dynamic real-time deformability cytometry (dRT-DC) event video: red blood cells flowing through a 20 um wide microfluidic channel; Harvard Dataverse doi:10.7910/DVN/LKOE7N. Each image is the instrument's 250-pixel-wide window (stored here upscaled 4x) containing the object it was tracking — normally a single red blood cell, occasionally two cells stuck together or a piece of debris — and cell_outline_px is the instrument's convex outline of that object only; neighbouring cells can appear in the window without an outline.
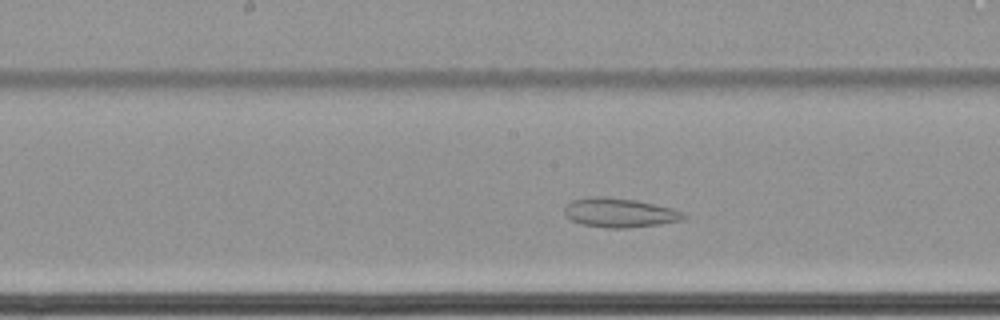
{"species": "common noctule bat (a hibernating species)", "species_latin": "Nyctalus noctula", "temperature_condition": "cold", "stored_images_in_passage": 53, "camera_frame_rate_fps": 3000, "um_per_image_px": 0.085, "animal": {"sex": "female", "body_mass_g": 22.7, "forearm_length_mm": 54.2}, "frame": {"image": 1, "passage_image": 24, "time_ms": 7.667, "image_size_px": [1000, 320], "cell_outline_px": [[688, 216], [680, 220], [660, 224], [628, 228], [608, 228], [580, 224], [564, 216], [564, 204], [572, 200], [592, 196], [604, 196], [636, 200], [672, 208], [684, 212]], "centroid_in_image_um": [52.62, 18.07], "position_along_channel_um": 195.6, "area_um2": 20.52}}
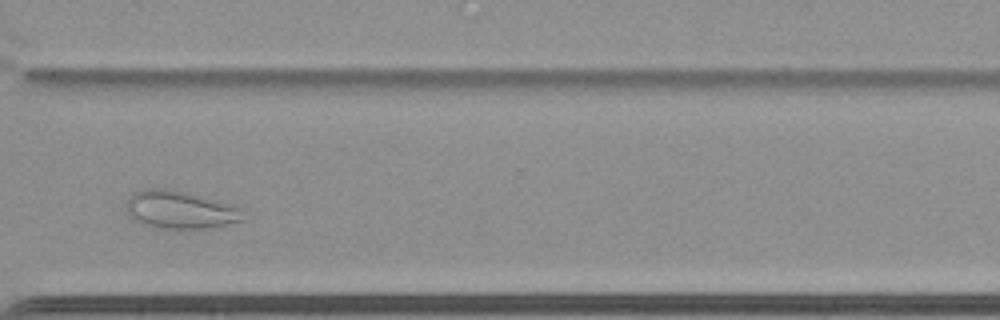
{"frame": {"image": 2, "passage_image": 38, "time_ms": 12.333, "image_size_px": [1000, 320], "cell_outline_px": [[248, 220], [212, 228], [160, 228], [140, 224], [128, 216], [128, 200], [136, 192], [144, 188], [168, 188], [232, 204], [244, 208]], "centroid_in_image_um": [15.41, 17.85], "position_along_channel_um": 355.2, "area_um2": 26.07}}
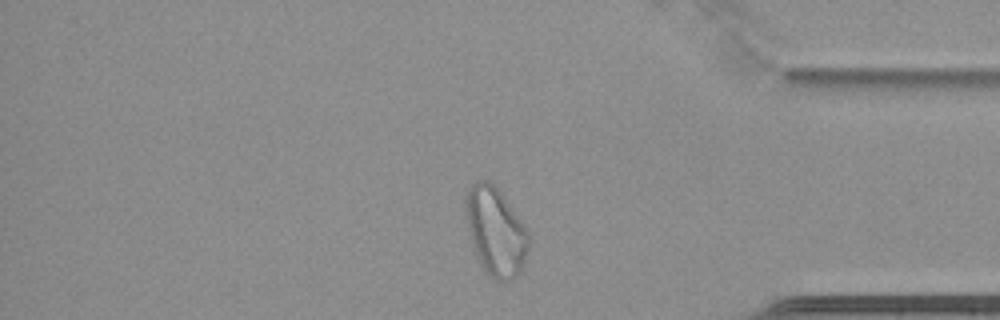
{"frame": {"image": 3, "passage_image": 43, "time_ms": 14.0, "image_size_px": [1000, 320], "cell_outline_px": [[528, 248], [524, 264], [520, 272], [516, 276], [508, 280], [496, 280], [480, 264], [476, 252], [468, 224], [464, 204], [464, 200], [472, 184], [476, 180], [488, 180], [500, 192], [528, 232]], "centroid_in_image_um": [42.13, 19.66], "position_along_channel_um": 393.1, "area_um2": 31.27}, "authors_computed_cell_mechanics": {"area_um2": 28.7266, "velocity_mm_per_s": 3.3935, "shape_relaxation_time_tau1_ms": null, "shape_relaxation_time_tau2_ms": 2.5117, "deformation_change_tau1": null, "deformation_change_tau2": 0.0762}}